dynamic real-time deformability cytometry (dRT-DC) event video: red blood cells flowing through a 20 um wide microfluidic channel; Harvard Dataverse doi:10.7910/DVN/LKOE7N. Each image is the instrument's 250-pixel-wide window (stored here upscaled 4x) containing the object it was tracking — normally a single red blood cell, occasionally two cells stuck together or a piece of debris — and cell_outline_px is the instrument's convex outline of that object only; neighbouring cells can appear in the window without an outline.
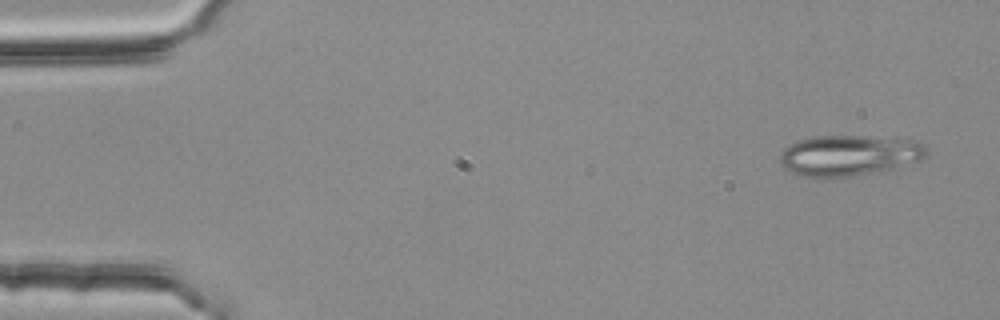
{"species": "common noctule bat (a hibernating species)", "species_latin": "Nyctalus noctula", "temperature_condition": "room temperature", "stored_images_in_passage": 3, "camera_frame_rate_fps": 3000, "um_per_image_px": 0.085, "animal": {"sex": "female", "body_mass_g": 25.1}, "frame": {"image": 1, "passage_image": 1, "time_ms": 0.0, "image_size_px": [1000, 320], "cell_outline_px": [[928, 152], [920, 160], [892, 168], [848, 176], [800, 176], [784, 168], [780, 160], [780, 152], [788, 144], [796, 140], [812, 136], [860, 136], [920, 140], [924, 144]], "centroid_in_image_um": [72.15, 13.17], "position_along_channel_um": 12.9, "area_um2": 34.45}}